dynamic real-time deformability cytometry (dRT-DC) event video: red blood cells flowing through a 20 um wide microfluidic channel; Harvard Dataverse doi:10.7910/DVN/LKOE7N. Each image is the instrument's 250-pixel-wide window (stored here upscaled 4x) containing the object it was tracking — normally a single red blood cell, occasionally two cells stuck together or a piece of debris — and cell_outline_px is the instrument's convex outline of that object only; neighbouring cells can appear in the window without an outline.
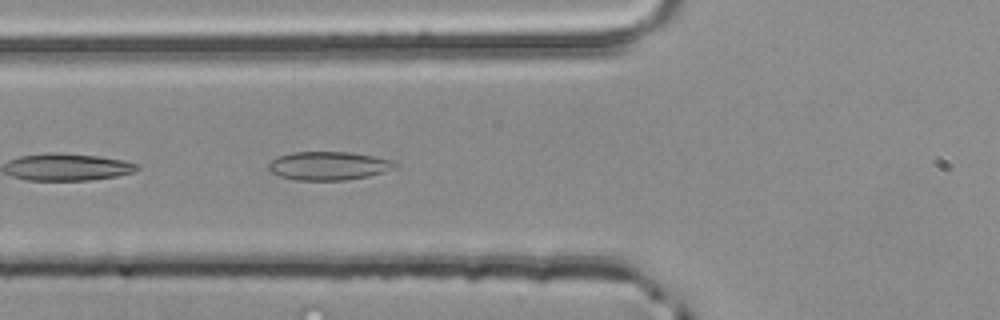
{"species": "common noctule bat (a hibernating species)", "species_latin": "Nyctalus noctula", "temperature_condition": "room temperature", "stored_images_in_passage": 4, "camera_frame_rate_fps": 3000, "um_per_image_px": 0.085, "animal": {"sex": "male", "body_mass_g": 20.4}, "frame": {"image": 1, "passage_image": 4, "time_ms": 1.0, "image_size_px": [1000, 320], "cell_outline_px": [[396, 168], [384, 172], [368, 176], [344, 180], [296, 180], [280, 176], [272, 172], [268, 168], [268, 164], [276, 156], [292, 152], [348, 152], [396, 160]], "centroid_in_image_um": [27.94, 14.09], "position_along_channel_um": 97.9, "area_um2": 21.04}}